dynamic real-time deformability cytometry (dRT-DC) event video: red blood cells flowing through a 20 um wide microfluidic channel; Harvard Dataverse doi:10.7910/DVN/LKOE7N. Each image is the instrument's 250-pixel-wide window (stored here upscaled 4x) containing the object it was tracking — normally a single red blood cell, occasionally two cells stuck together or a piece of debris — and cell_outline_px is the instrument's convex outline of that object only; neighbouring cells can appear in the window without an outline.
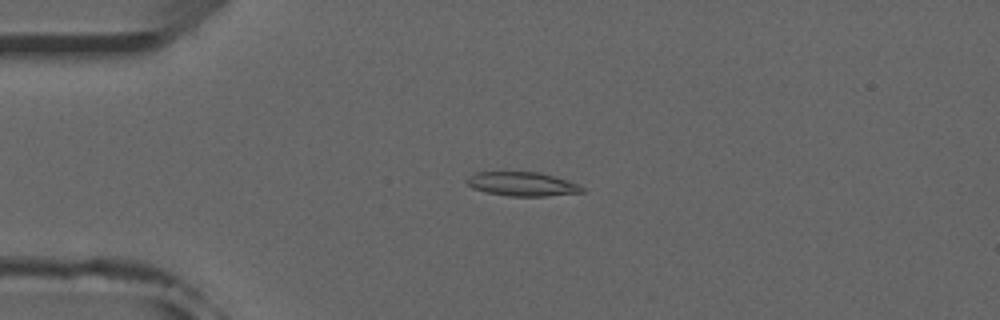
{"species": "common noctule bat (a hibernating species)", "species_latin": "Nyctalus noctula", "temperature_condition": "room temperature", "stored_images_in_passage": 52, "camera_frame_rate_fps": 3000, "um_per_image_px": 0.085, "animal": {"sex": "male", "forearm_length_mm": 52.5}, "frame": {"image": 1, "passage_image": 13, "time_ms": 4.0, "image_size_px": [1000, 320], "cell_outline_px": [[584, 192], [544, 196], [508, 196], [484, 192], [472, 188], [464, 180], [468, 176], [476, 172], [540, 172], [568, 180], [584, 188]], "centroid_in_image_um": [44.34, 15.64], "position_along_channel_um": 40.7, "area_um2": 16.18}}
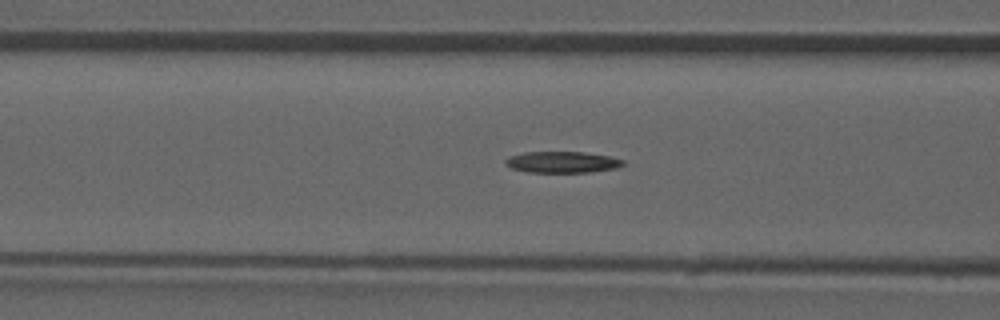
{"frame": {"image": 2, "passage_image": 21, "time_ms": 6.667, "image_size_px": [1000, 320], "cell_outline_px": [[624, 164], [616, 168], [588, 172], [528, 172], [512, 168], [504, 164], [504, 160], [508, 156], [524, 152], [584, 152], [608, 156], [624, 160]], "centroid_in_image_um": [47.74, 13.77], "position_along_channel_um": 118.9, "area_um2": 14.57}}
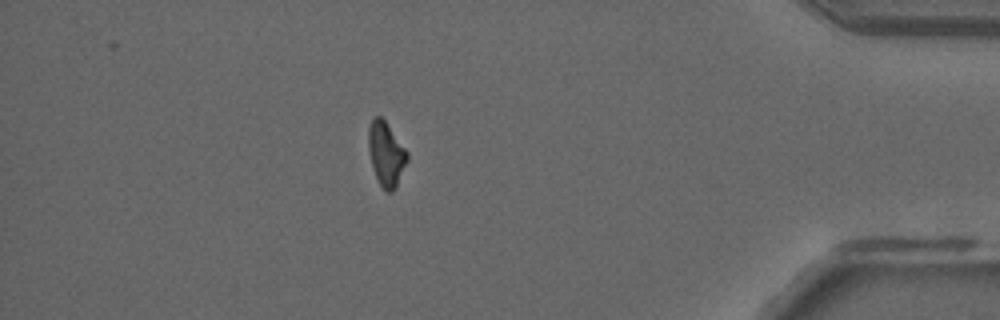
{"frame": {"image": 3, "passage_image": 46, "time_ms": 15.0, "image_size_px": [1000, 320], "cell_outline_px": [[408, 160], [396, 188], [392, 192], [388, 192], [380, 184], [376, 176], [372, 164], [368, 148], [368, 128], [372, 116], [380, 116], [384, 120], [408, 152]], "centroid_in_image_um": [32.82, 13.07], "position_along_channel_um": 402.4, "area_um2": 14.39}}